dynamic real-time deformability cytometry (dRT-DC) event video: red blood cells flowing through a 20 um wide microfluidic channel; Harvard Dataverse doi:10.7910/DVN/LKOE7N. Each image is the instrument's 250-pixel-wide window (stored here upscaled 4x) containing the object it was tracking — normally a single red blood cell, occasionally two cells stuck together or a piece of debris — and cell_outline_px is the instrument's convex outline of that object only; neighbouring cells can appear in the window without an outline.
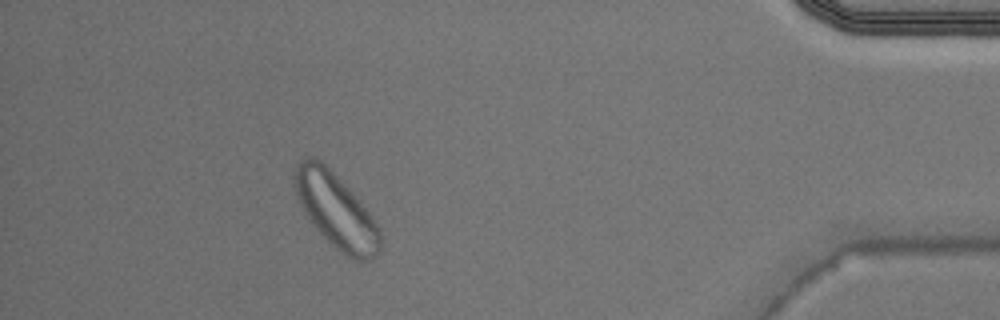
{"species": "Egyptian fruit bat (a non-hibernating species)", "species_latin": "Rousettus aegyptiacus", "temperature_condition": "warm", "stored_images_in_passage": 37, "camera_frame_rate_fps": 3000, "um_per_image_px": 0.085, "animal": {"sex": "male"}, "frame": {"image": 1, "passage_image": 32, "time_ms": 10.333, "image_size_px": [1000, 320], "cell_outline_px": [[380, 248], [376, 256], [372, 260], [352, 260], [340, 252], [312, 224], [304, 212], [296, 196], [292, 180], [292, 168], [300, 160], [308, 156], [312, 156], [320, 160], [352, 192], [372, 216], [380, 228]], "centroid_in_image_um": [28.52, 17.88], "position_along_channel_um": 406.7, "area_um2": 37.22}}